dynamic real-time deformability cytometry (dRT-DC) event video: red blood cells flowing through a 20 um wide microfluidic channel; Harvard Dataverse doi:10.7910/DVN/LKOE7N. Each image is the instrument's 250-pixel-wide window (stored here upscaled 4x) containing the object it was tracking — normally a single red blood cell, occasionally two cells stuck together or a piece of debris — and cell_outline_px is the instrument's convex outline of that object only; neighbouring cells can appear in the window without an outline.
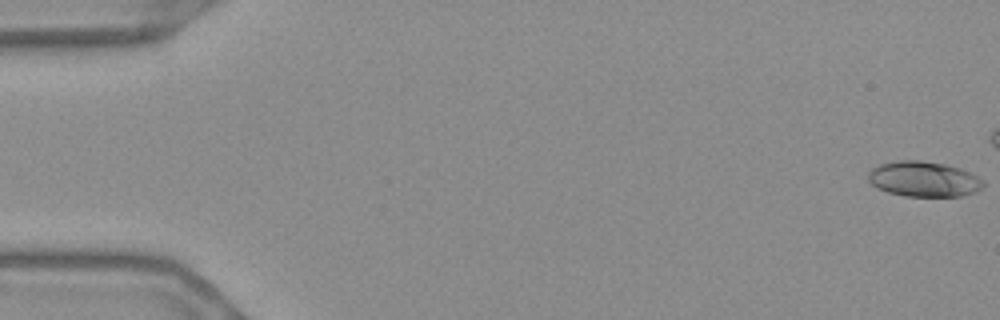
{"species": "Egyptian fruit bat (a non-hibernating species)", "species_latin": "Rousettus aegyptiacus", "temperature_condition": "warm", "stored_images_in_passage": 46, "camera_frame_rate_fps": 3000, "um_per_image_px": 0.085, "frame": {"image": 1, "passage_image": 1, "time_ms": 0.0, "image_size_px": [1000, 320], "cell_outline_px": [[984, 184], [976, 192], [964, 196], [904, 196], [888, 192], [876, 188], [868, 180], [868, 172], [872, 168], [880, 164], [900, 160], [920, 160], [944, 164], [960, 168], [984, 180]], "centroid_in_image_um": [78.5, 15.23], "position_along_channel_um": 6.5, "area_um2": 23.7}}
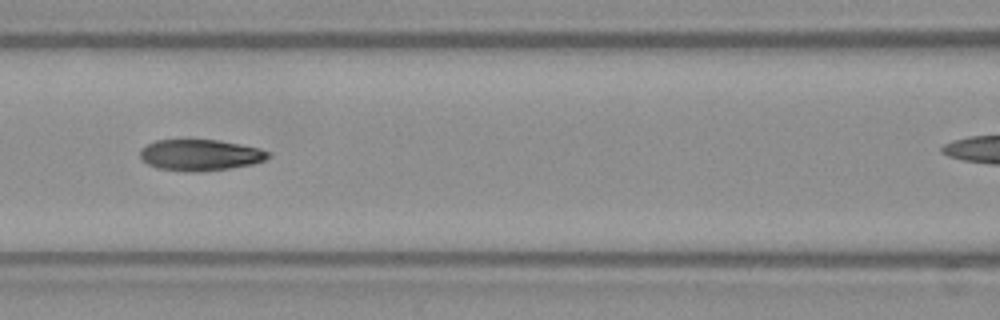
{"frame": {"image": 2, "passage_image": 25, "time_ms": 8.0, "image_size_px": [1000, 320], "cell_outline_px": [[272, 156], [264, 160], [252, 164], [228, 168], [200, 172], [184, 172], [156, 168], [140, 160], [140, 148], [156, 140], [216, 140], [240, 144], [260, 148], [268, 152]], "centroid_in_image_um": [16.98, 13.19], "position_along_channel_um": 149.6, "area_um2": 23.41}}
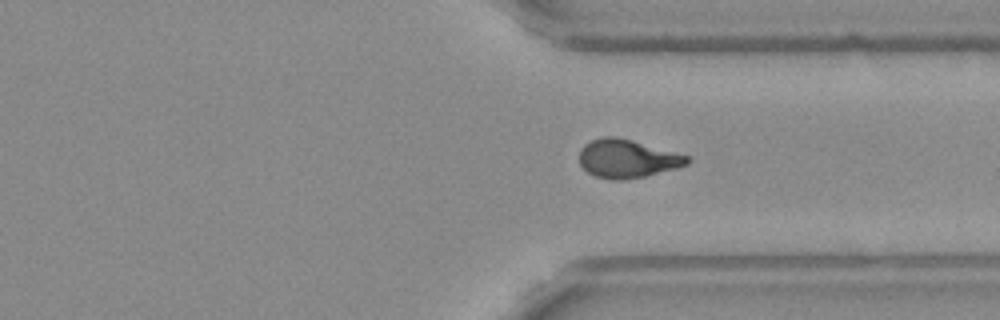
{"frame": {"image": 3, "passage_image": 42, "time_ms": 13.667, "image_size_px": [1000, 320], "cell_outline_px": [[692, 160], [688, 164], [676, 168], [644, 176], [620, 180], [612, 180], [596, 176], [588, 172], [580, 164], [580, 148], [584, 144], [600, 136], [616, 136], [632, 140], [688, 156]], "centroid_in_image_um": [53.29, 13.47], "position_along_channel_um": 358.1, "area_um2": 23.93}}